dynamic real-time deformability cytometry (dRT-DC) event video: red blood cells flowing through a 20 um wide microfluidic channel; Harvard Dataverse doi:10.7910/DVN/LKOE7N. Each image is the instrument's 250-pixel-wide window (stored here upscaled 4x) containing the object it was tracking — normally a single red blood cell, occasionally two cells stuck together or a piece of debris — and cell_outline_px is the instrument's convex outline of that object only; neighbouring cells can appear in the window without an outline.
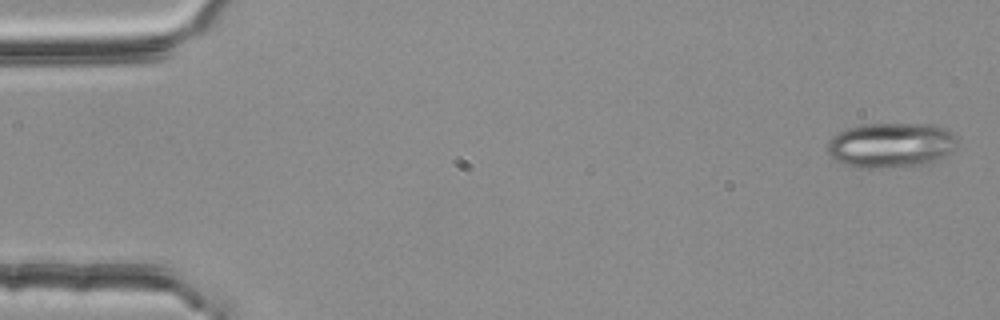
{"species": "common noctule bat (a hibernating species)", "species_latin": "Nyctalus noctula", "temperature_condition": "room temperature", "stored_images_in_passage": 3, "camera_frame_rate_fps": 3000, "um_per_image_px": 0.085, "animal": {"sex": "female", "body_mass_g": 25.1}, "frame": {"image": 1, "passage_image": 1, "time_ms": 0.0, "image_size_px": [1000, 320], "cell_outline_px": [[956, 140], [952, 152], [932, 164], [868, 168], [844, 164], [836, 160], [828, 152], [828, 140], [832, 136], [848, 128], [860, 124], [932, 124], [944, 128], [952, 132], [956, 136]], "centroid_in_image_um": [75.76, 12.33], "position_along_channel_um": 9.2, "area_um2": 33.99}}